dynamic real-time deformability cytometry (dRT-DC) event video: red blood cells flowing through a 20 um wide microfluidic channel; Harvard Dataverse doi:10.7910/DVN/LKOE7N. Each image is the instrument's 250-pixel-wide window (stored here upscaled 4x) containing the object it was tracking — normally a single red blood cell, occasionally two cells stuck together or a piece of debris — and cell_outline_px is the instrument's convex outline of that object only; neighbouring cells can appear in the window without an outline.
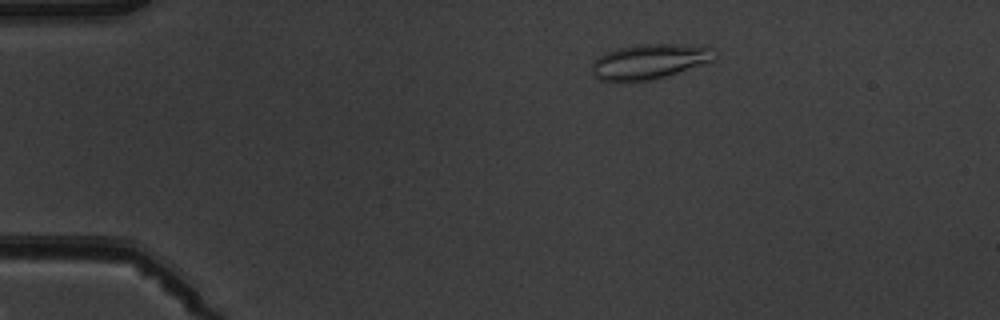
{"species": "common noctule bat (a hibernating species)", "species_latin": "Nyctalus noctula", "temperature_condition": "warm", "stored_images_in_passage": 9, "camera_frame_rate_fps": 3000, "um_per_image_px": 0.085, "animal": {"sex": "male", "body_mass_g": 19.5, "forearm_length_mm": 54.6}, "frame": {"image": 1, "passage_image": 3, "time_ms": 2.333, "image_size_px": [1000, 320], "cell_outline_px": [[716, 56], [712, 60], [664, 76], [648, 80], [596, 80], [592, 72], [592, 64], [600, 56], [608, 52], [620, 48], [640, 44], [672, 44], [712, 48]], "centroid_in_image_um": [55.15, 5.22], "position_along_channel_um": 29.8, "area_um2": 23.99}}
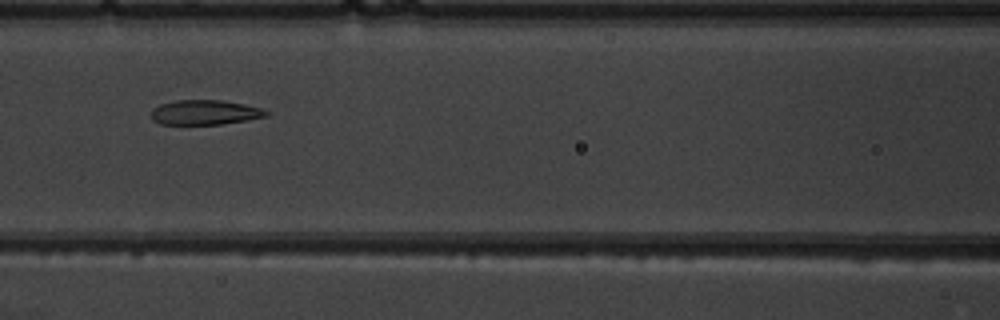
{"frame": {"image": 2, "passage_image": 7, "time_ms": 7.0, "image_size_px": [1000, 320], "cell_outline_px": [[268, 116], [248, 120], [220, 124], [160, 124], [152, 120], [152, 108], [160, 104], [176, 100], [220, 100], [244, 104], [260, 108], [268, 112]], "centroid_in_image_um": [17.39, 9.55], "position_along_channel_um": 149.2, "area_um2": 16.53}}
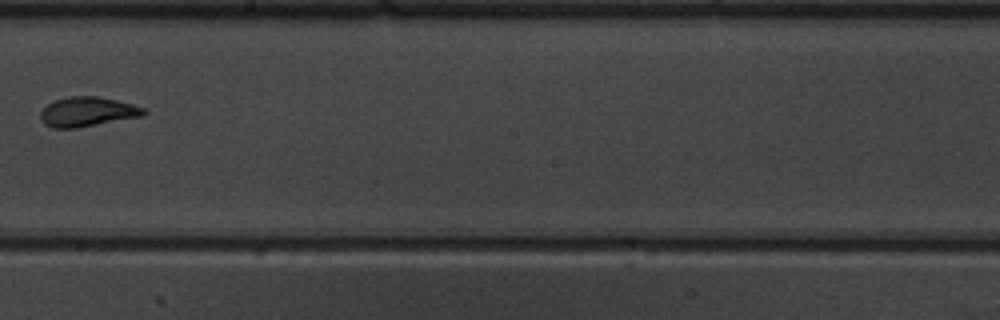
{"frame": {"image": 3, "passage_image": 9, "time_ms": 9.333, "image_size_px": [1000, 320], "cell_outline_px": [[148, 112], [144, 116], [76, 128], [52, 128], [44, 124], [40, 120], [40, 112], [48, 104], [56, 100], [68, 96], [100, 96], [132, 104], [144, 108]], "centroid_in_image_um": [7.44, 9.5], "position_along_channel_um": 240.8, "area_um2": 17.92}}